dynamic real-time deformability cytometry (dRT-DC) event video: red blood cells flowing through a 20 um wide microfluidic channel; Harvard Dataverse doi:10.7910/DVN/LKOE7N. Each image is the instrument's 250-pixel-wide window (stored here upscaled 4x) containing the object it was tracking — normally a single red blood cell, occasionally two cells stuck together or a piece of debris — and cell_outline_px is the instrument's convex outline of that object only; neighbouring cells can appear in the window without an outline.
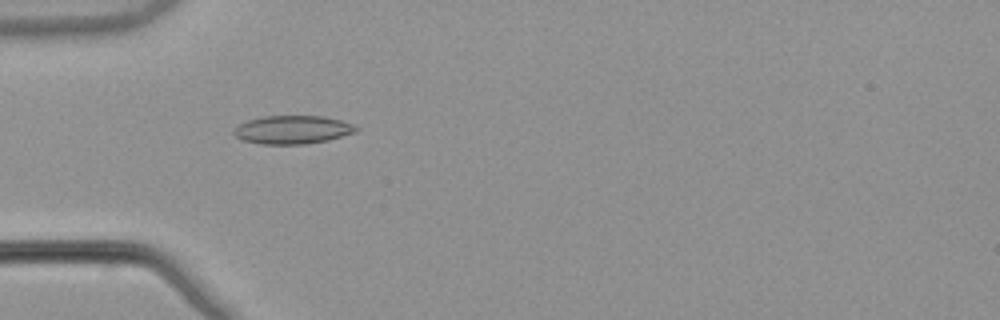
{"species": "common noctule bat (a hibernating species)", "species_latin": "Nyctalus noctula", "temperature_condition": "warm", "stored_images_in_passage": 53, "camera_frame_rate_fps": 3000, "um_per_image_px": 0.085, "animal": {"sex": "male", "body_mass_g": 21.5, "forearm_length_mm": 52.0}, "frame": {"image": 1, "passage_image": 17, "time_ms": 5.333, "image_size_px": [1000, 320], "cell_outline_px": [[360, 128], [356, 132], [328, 140], [304, 144], [260, 144], [244, 140], [236, 136], [232, 132], [240, 124], [248, 120], [264, 116], [324, 116], [340, 120], [352, 124]], "centroid_in_image_um": [24.89, 11.02], "position_along_channel_um": 60.1, "area_um2": 20.06}}
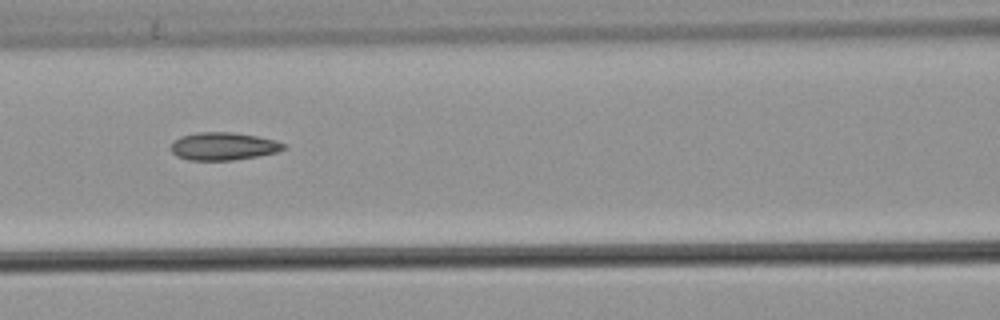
{"frame": {"image": 2, "passage_image": 24, "time_ms": 7.667, "image_size_px": [1000, 320], "cell_outline_px": [[288, 148], [276, 152], [256, 156], [232, 160], [188, 160], [176, 156], [172, 152], [172, 144], [180, 136], [196, 132], [232, 132], [256, 136], [276, 140], [284, 144]], "centroid_in_image_um": [18.99, 12.43], "position_along_channel_um": 147.6, "area_um2": 18.15}}
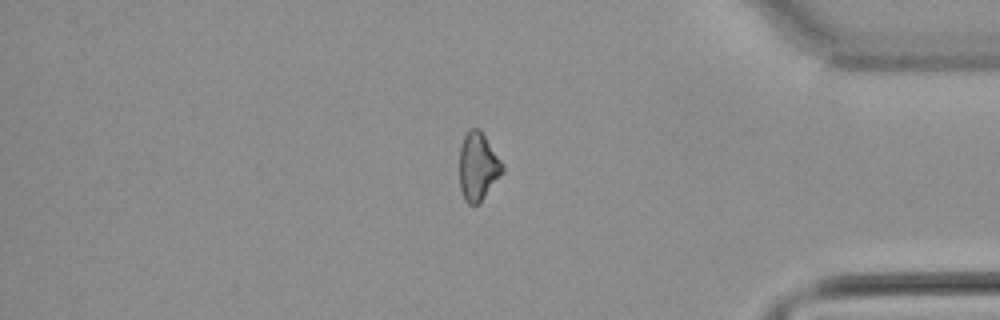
{"frame": {"image": 3, "passage_image": 45, "time_ms": 14.667, "image_size_px": [1000, 320], "cell_outline_px": [[504, 172], [480, 200], [476, 204], [468, 204], [464, 200], [460, 188], [460, 144], [464, 136], [472, 128], [480, 128], [500, 160], [504, 168]], "centroid_in_image_um": [40.61, 14.13], "position_along_channel_um": 394.6, "area_um2": 16.7}, "authors_computed_cell_mechanics": {"area_um2": 18.1492, "velocity_mm_per_s": 3.8987, "shape_relaxation_time_tau1_ms": null, "shape_relaxation_time_tau2_ms": 3.6001, "deformation_change_tau1": null, "deformation_change_tau2": 0.0996}}